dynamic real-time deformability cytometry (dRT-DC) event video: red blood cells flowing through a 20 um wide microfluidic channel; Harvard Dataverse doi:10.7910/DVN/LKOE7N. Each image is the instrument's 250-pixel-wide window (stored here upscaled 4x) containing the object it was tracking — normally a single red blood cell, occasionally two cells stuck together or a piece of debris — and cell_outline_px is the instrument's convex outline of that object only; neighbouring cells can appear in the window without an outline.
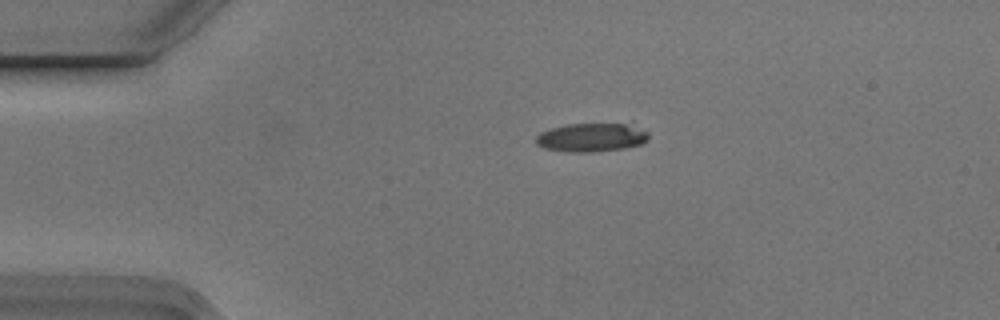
{"species": "Egyptian fruit bat (a non-hibernating species)", "species_latin": "Rousettus aegyptiacus", "temperature_condition": "cold", "stored_images_in_passage": 4, "camera_frame_rate_fps": 3000, "um_per_image_px": 0.085, "animal": {"sex": "male"}, "frame": {"image": 1, "passage_image": 2, "time_ms": 0.333, "image_size_px": [1000, 320], "cell_outline_px": [[648, 140], [640, 144], [624, 148], [592, 152], [568, 152], [544, 148], [536, 144], [536, 136], [540, 132], [552, 128], [568, 124], [624, 124], [648, 132]], "centroid_in_image_um": [50.22, 11.69], "position_along_channel_um": 34.8, "area_um2": 18.5}}
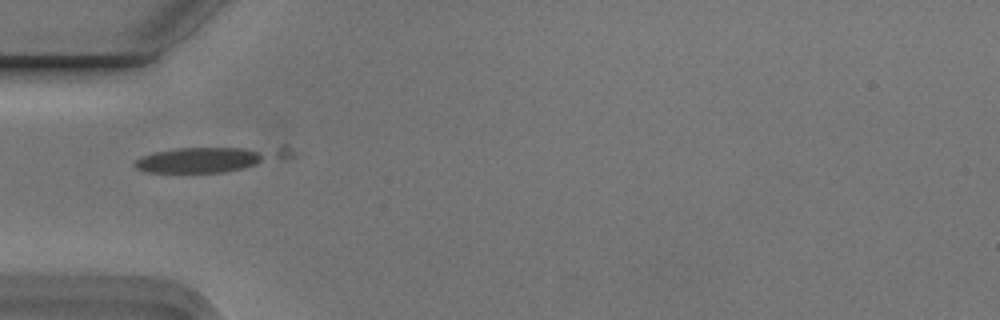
{"frame": {"image": 2, "passage_image": 3, "time_ms": 0.667, "image_size_px": [1000, 320], "cell_outline_px": [[296, 152], [292, 156], [244, 168], [224, 172], [148, 172], [136, 168], [132, 164], [140, 156], [152, 152], [176, 148], [284, 144]], "centroid_in_image_um": [17.96, 13.46], "position_along_channel_um": 67.0, "area_um2": 23.81}}